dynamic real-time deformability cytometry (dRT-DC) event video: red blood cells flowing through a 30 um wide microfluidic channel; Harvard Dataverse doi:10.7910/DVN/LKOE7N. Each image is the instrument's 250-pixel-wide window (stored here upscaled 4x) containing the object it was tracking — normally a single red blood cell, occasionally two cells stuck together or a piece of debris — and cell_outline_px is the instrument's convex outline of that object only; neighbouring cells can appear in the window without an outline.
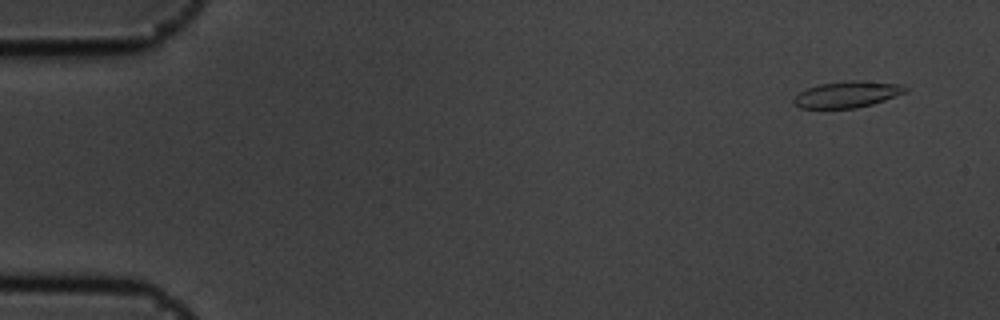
{"species": "common noctule bat (a hibernating species)", "species_latin": "Nyctalus noctula", "temperature_condition": "cold", "stored_images_in_passage": 3, "camera_frame_rate_fps": 3000, "um_per_image_px": 0.085, "animal": {"sex": "male", "body_mass_g": 19.5, "forearm_length_mm": 54.6}, "frame": {"image": 1, "passage_image": 1, "time_ms": 0.0, "image_size_px": [1000, 320], "cell_outline_px": [[908, 92], [872, 104], [856, 108], [800, 108], [792, 100], [800, 92], [808, 88], [820, 84], [852, 80], [864, 80], [904, 84], [908, 88]], "centroid_in_image_um": [72.09, 8.01], "position_along_channel_um": 12.9, "area_um2": 17.17}}